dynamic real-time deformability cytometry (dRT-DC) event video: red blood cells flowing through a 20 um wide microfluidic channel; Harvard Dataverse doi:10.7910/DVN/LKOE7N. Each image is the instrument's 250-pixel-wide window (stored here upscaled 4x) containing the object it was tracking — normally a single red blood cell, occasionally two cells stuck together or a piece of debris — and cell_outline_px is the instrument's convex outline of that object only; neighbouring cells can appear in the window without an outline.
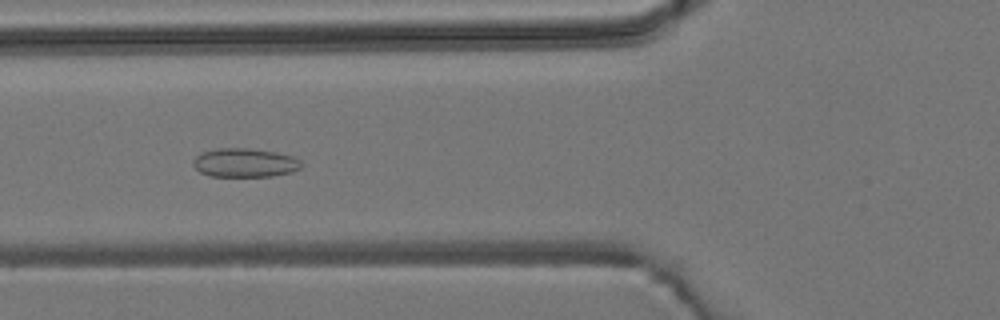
{"species": "common noctule bat (a hibernating species)", "species_latin": "Nyctalus noctula", "temperature_condition": "room temperature", "stored_images_in_passage": 5, "camera_frame_rate_fps": 3000, "um_per_image_px": 0.085, "animal": {"sex": "male", "body_mass_g": 19.2, "forearm_length_mm": 51.8}, "frame": {"image": 1, "passage_image": 5, "time_ms": 5.333, "image_size_px": [1000, 320], "cell_outline_px": [[304, 164], [300, 168], [292, 172], [272, 176], [212, 176], [200, 172], [192, 164], [192, 160], [200, 152], [216, 148], [248, 148], [276, 152], [296, 156]], "centroid_in_image_um": [20.83, 13.82], "position_along_channel_um": 105.0, "area_um2": 18.44}}